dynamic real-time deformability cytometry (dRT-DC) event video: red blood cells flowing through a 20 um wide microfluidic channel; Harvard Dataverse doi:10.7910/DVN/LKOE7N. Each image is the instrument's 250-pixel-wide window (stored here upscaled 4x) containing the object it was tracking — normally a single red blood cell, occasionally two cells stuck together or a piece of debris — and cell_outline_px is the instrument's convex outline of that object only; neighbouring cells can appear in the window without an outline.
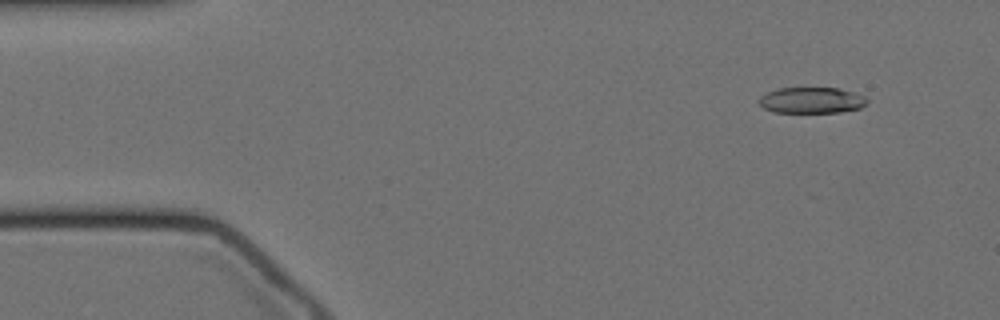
{"species": "Egyptian fruit bat (a non-hibernating species)", "species_latin": "Rousettus aegyptiacus", "temperature_condition": "cold", "stored_images_in_passage": 58, "camera_frame_rate_fps": 3000, "um_per_image_px": 0.085, "animal": {"sex": "female"}, "frame": {"image": 1, "passage_image": 5, "time_ms": 1.333, "image_size_px": [1000, 320], "cell_outline_px": [[868, 104], [860, 108], [840, 112], [772, 112], [764, 108], [756, 100], [760, 96], [776, 88], [840, 88], [864, 96], [868, 100]], "centroid_in_image_um": [68.97, 8.52], "position_along_channel_um": 16.0, "area_um2": 16.47}}
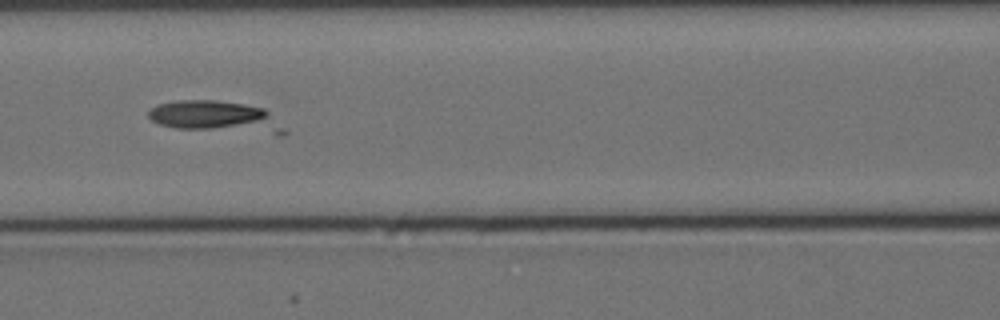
{"frame": {"image": 2, "passage_image": 24, "time_ms": 7.667, "image_size_px": [1000, 320], "cell_outline_px": [[288, 132], [284, 136], [276, 136], [176, 128], [160, 124], [152, 120], [148, 116], [148, 112], [156, 104], [176, 100], [216, 100], [244, 104], [264, 108]], "centroid_in_image_um": [18.41, 9.97], "position_along_channel_um": 148.2, "area_um2": 25.49}}
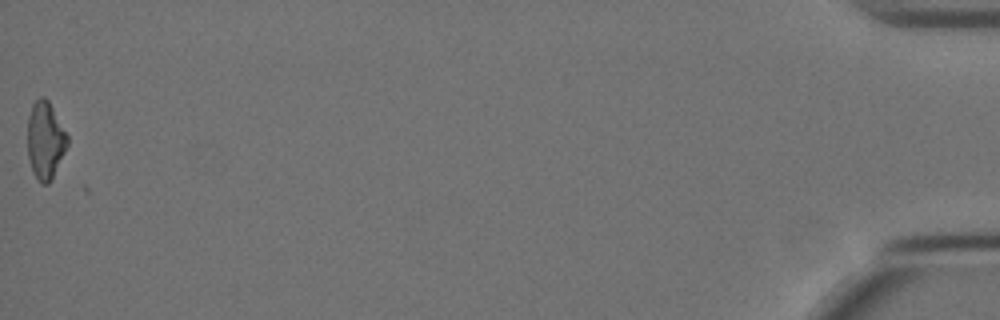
{"frame": {"image": 3, "passage_image": 58, "time_ms": 19.0, "image_size_px": [1000, 320], "cell_outline_px": [[68, 144], [52, 180], [48, 184], [40, 184], [36, 180], [32, 172], [28, 156], [28, 116], [32, 104], [40, 96], [44, 96], [48, 100], [68, 136]], "centroid_in_image_um": [3.84, 11.96], "position_along_channel_um": 431.4, "area_um2": 18.09}}